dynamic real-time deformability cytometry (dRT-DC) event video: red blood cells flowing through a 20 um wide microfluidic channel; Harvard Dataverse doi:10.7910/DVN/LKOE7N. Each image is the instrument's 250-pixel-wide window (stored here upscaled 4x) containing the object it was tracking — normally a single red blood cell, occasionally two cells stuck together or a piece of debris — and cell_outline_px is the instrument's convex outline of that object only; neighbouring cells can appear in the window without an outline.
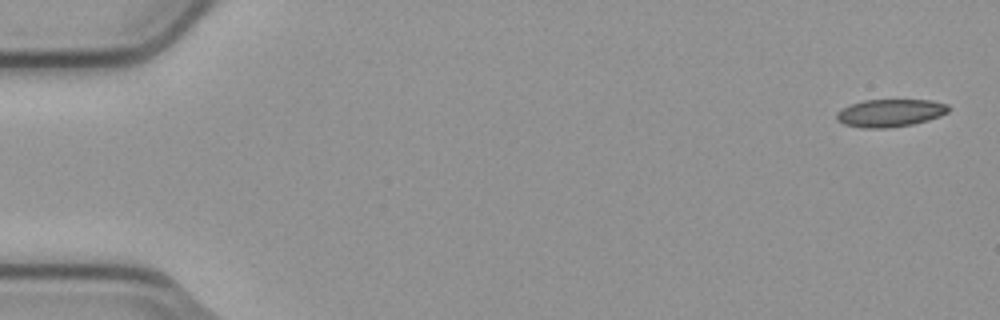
{"species": "common noctule bat (a hibernating species)", "species_latin": "Nyctalus noctula", "temperature_condition": "cold", "stored_images_in_passage": 5, "camera_frame_rate_fps": 3000, "um_per_image_px": 0.085, "animal": {"sex": "male", "body_mass_g": 23.1, "forearm_length_mm": 52.7}, "frame": {"image": 1, "passage_image": 1, "time_ms": 0.0, "image_size_px": [1000, 320], "cell_outline_px": [[948, 112], [940, 116], [928, 120], [912, 124], [884, 128], [864, 128], [844, 124], [836, 120], [836, 112], [852, 104], [864, 100], [932, 100], [948, 104]], "centroid_in_image_um": [75.66, 9.6], "position_along_channel_um": 9.3, "area_um2": 17.92}}
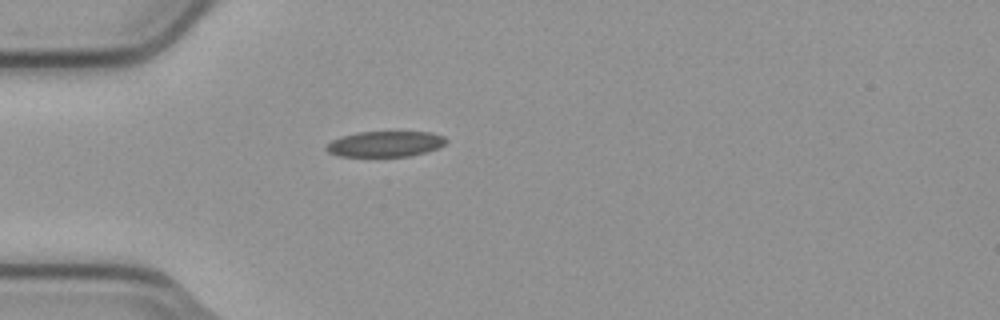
{"frame": {"image": 2, "passage_image": 5, "time_ms": 1.333, "image_size_px": [1000, 320], "cell_outline_px": [[448, 140], [444, 144], [436, 148], [424, 152], [408, 156], [340, 156], [328, 152], [324, 148], [332, 140], [340, 136], [356, 132], [432, 132], [444, 136]], "centroid_in_image_um": [32.72, 12.22], "position_along_channel_um": 52.3, "area_um2": 17.8}}